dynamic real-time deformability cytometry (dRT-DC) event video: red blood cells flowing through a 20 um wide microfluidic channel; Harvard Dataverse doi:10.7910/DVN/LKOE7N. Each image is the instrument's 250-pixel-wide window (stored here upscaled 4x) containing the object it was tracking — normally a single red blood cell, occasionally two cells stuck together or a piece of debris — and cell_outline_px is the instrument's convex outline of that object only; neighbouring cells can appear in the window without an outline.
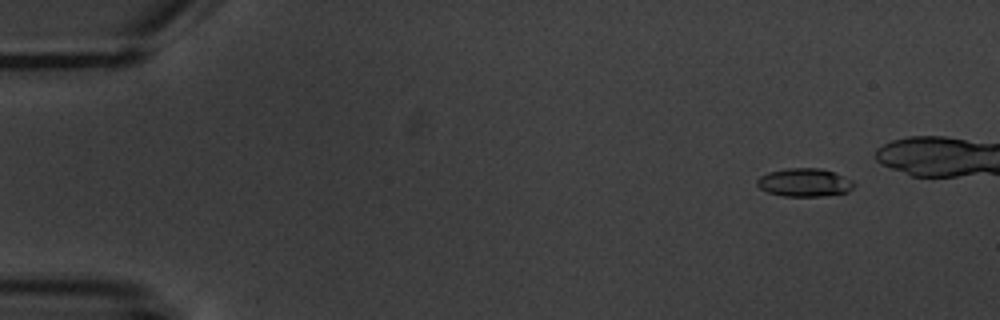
{"species": "common noctule bat (a hibernating species)", "species_latin": "Nyctalus noctula", "temperature_condition": "warm", "stored_images_in_passage": 5, "camera_frame_rate_fps": 3000, "um_per_image_px": 0.085, "animal": {"sex": "male", "body_mass_g": 20.1, "forearm_length_mm": 53.5}, "frame": {"image": 1, "passage_image": 2, "time_ms": 1.333, "image_size_px": [1000, 320], "cell_outline_px": [[856, 184], [848, 192], [820, 196], [784, 196], [768, 192], [760, 188], [756, 184], [756, 180], [760, 176], [768, 172], [788, 168], [820, 168], [832, 172], [852, 180]], "centroid_in_image_um": [68.36, 15.51], "position_along_channel_um": 16.6, "area_um2": 15.84}}